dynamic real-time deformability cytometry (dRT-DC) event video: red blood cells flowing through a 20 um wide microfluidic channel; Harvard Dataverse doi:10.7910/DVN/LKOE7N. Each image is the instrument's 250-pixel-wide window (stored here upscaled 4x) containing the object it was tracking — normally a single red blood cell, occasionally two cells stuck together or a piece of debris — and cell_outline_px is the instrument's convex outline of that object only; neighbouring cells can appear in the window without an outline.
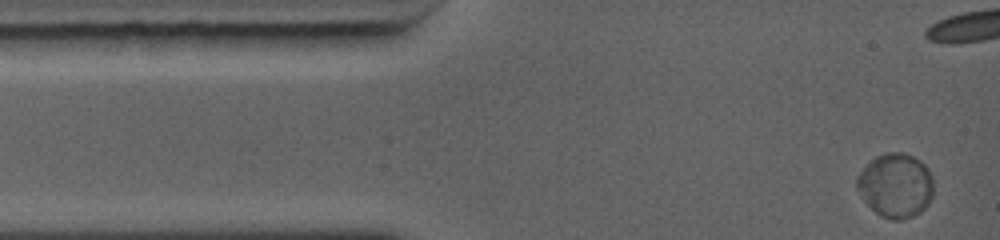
{"species": "common noctule bat (a hibernating species)", "species_latin": "Nyctalus noctula", "temperature_condition": "warm", "stored_images_in_passage": 27, "camera_frame_rate_fps": 5000, "um_per_image_px": 0.085, "animal": {"sex": "female", "body_mass_g": 19.0, "forearm_length_mm": 56.7}, "frame": {"image": 1, "passage_image": 1, "time_ms": 0.0, "image_size_px": [1000, 240], "cell_outline_px": [[932, 196], [928, 204], [920, 212], [912, 216], [900, 220], [892, 220], [880, 216], [864, 200], [856, 188], [856, 176], [876, 156], [888, 152], [904, 152], [920, 160], [928, 168], [932, 176]], "centroid_in_image_um": [76.13, 15.75], "position_along_channel_um": 8.9, "area_um2": 28.55}, "authors_computed_cell_mechanics": {"area_um2": 27.1082, "velocity_mm_per_s": 4.3442, "shape_relaxation_time_tau1_ms": 1.7081, "shape_relaxation_time_tau2_ms": null, "deformation_change_tau1": 0.0111, "deformation_change_tau2": null}}